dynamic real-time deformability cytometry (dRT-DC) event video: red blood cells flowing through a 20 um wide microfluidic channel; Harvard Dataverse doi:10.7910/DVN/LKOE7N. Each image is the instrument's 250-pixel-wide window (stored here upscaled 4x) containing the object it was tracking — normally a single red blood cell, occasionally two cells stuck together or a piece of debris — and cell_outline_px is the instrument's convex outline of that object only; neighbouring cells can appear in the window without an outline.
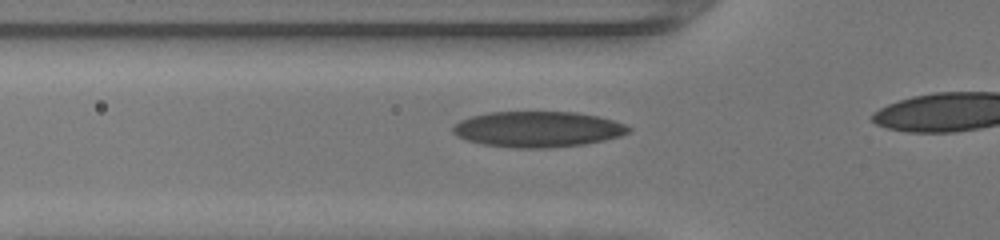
{"species": "human", "species_latin": "Homo sapiens", "temperature_condition": "warm", "stored_images_in_passage": 13, "camera_frame_rate_fps": 3000, "um_per_image_px": 0.085, "donor": {"sex": "female"}, "frame": {"image": 1, "passage_image": 8, "time_ms": 2.333, "image_size_px": [1000, 240], "cell_outline_px": [[632, 132], [620, 136], [604, 140], [584, 144], [548, 148], [512, 148], [484, 144], [468, 140], [456, 136], [452, 132], [452, 128], [460, 120], [472, 116], [488, 112], [576, 112], [596, 116], [612, 120], [624, 124], [632, 128]], "centroid_in_image_um": [45.72, 10.99], "position_along_channel_um": 80.1, "area_um2": 36.59}}
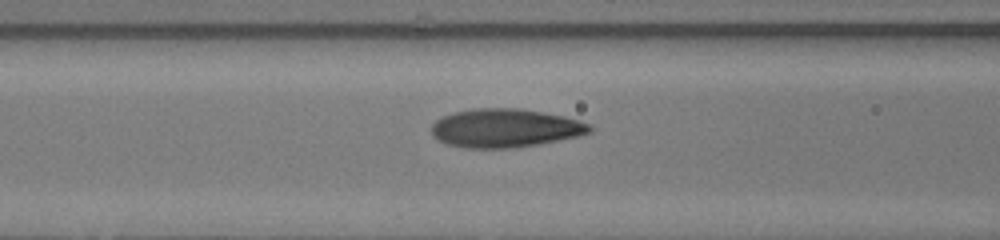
{"frame": {"image": 2, "passage_image": 11, "time_ms": 3.333, "image_size_px": [1000, 240], "cell_outline_px": [[592, 132], [580, 136], [540, 144], [516, 148], [464, 148], [448, 144], [436, 140], [432, 136], [432, 124], [436, 120], [452, 112], [472, 108], [520, 108], [564, 116], [580, 120], [592, 124]], "centroid_in_image_um": [42.96, 10.89], "position_along_channel_um": 123.6, "area_um2": 36.07}}